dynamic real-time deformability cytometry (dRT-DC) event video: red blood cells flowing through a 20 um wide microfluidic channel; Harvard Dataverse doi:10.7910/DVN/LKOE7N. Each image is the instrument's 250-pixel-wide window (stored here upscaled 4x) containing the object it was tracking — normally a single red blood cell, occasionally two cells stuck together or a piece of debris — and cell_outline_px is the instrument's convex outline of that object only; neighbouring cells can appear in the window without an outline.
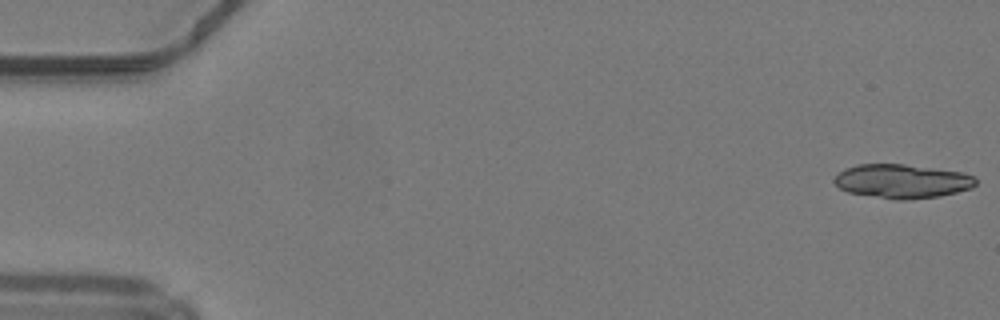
{"species": "common noctule bat (a hibernating species)", "species_latin": "Nyctalus noctula", "temperature_condition": "warm", "stored_images_in_passage": 49, "segment_of_instrument_passage": [1, 2], "camera_frame_rate_fps": 3000, "um_per_image_px": 0.085, "animal": {"sex": "male", "body_mass_g": 19.2, "forearm_length_mm": 51.8}, "frame": {"image": 1, "passage_image": 1, "time_ms": 0.0, "image_size_px": [1000, 320], "cell_outline_px": [[976, 184], [968, 188], [956, 192], [936, 196], [880, 196], [848, 192], [840, 188], [836, 184], [836, 176], [840, 172], [848, 168], [860, 164], [900, 164], [960, 172], [972, 176], [976, 180]], "centroid_in_image_um": [76.67, 15.35], "position_along_channel_um": 8.3, "area_um2": 26.07}}